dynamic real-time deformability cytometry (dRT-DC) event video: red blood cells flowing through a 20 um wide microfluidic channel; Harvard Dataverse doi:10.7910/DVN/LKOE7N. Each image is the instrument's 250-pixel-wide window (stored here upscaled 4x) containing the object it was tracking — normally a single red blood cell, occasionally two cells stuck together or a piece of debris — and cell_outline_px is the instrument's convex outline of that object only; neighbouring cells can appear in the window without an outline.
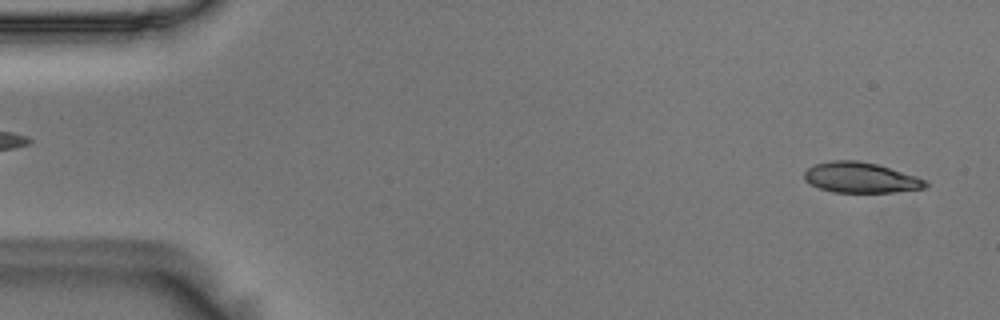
{"species": "Egyptian fruit bat (a non-hibernating species)", "species_latin": "Rousettus aegyptiacus", "temperature_condition": "room temperature", "stored_images_in_passage": 53, "camera_frame_rate_fps": 3000, "um_per_image_px": 0.085, "animal": {"sex": "male"}, "frame": {"image": 1, "passage_image": 1, "time_ms": 0.0, "image_size_px": [1000, 320], "cell_outline_px": [[928, 184], [924, 188], [892, 192], [832, 192], [820, 188], [804, 180], [804, 172], [808, 168], [816, 164], [832, 160], [856, 160], [876, 164], [916, 176], [928, 180]], "centroid_in_image_um": [73.15, 15.09], "position_along_channel_um": 11.8, "area_um2": 21.33}}
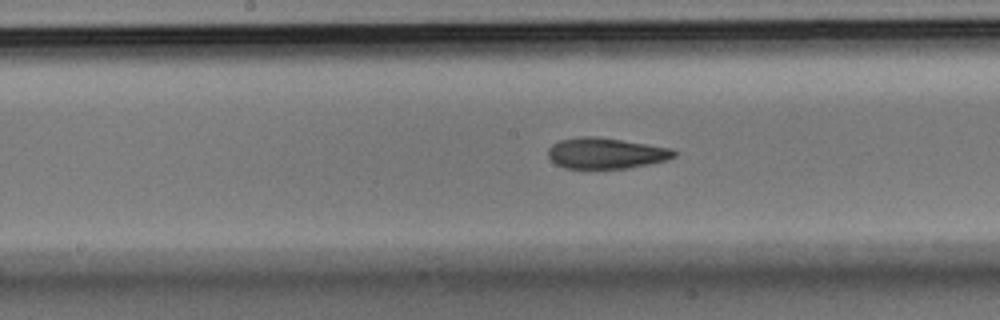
{"frame": {"image": 2, "passage_image": 26, "time_ms": 8.333, "image_size_px": [1000, 320], "cell_outline_px": [[676, 156], [668, 160], [628, 168], [564, 168], [556, 164], [548, 156], [548, 148], [552, 144], [560, 140], [584, 136], [592, 136], [620, 140], [672, 148], [676, 152]], "centroid_in_image_um": [51.5, 13.03], "position_along_channel_um": 196.7, "area_um2": 22.48}}
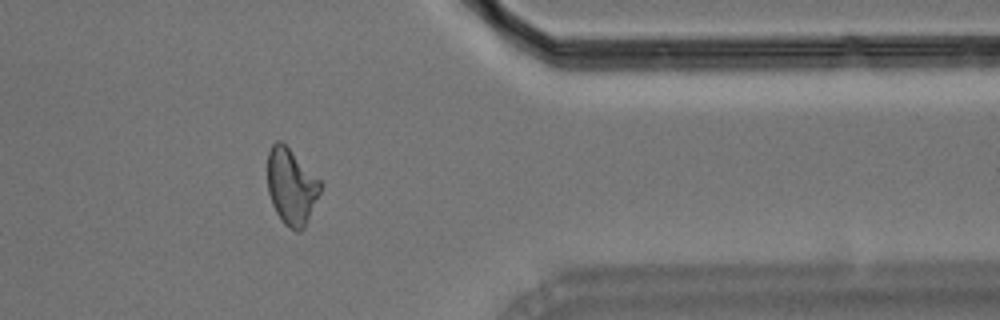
{"frame": {"image": 3, "passage_image": 43, "time_ms": 14.0, "image_size_px": [1000, 320], "cell_outline_px": [[324, 184], [304, 228], [300, 232], [296, 232], [284, 224], [280, 220], [272, 204], [268, 192], [268, 152], [272, 144], [276, 140], [280, 140]], "centroid_in_image_um": [24.77, 15.88], "position_along_channel_um": 386.6, "area_um2": 23.35}, "authors_computed_cell_mechanics": {"area_um2": 22.9466, "velocity_mm_per_s": 3.6263, "shape_relaxation_time_tau1_ms": 7.5709, "shape_relaxation_time_tau2_ms": 3.196, "deformation_change_tau1": 0.1915, "deformation_change_tau2": 0.1117}}